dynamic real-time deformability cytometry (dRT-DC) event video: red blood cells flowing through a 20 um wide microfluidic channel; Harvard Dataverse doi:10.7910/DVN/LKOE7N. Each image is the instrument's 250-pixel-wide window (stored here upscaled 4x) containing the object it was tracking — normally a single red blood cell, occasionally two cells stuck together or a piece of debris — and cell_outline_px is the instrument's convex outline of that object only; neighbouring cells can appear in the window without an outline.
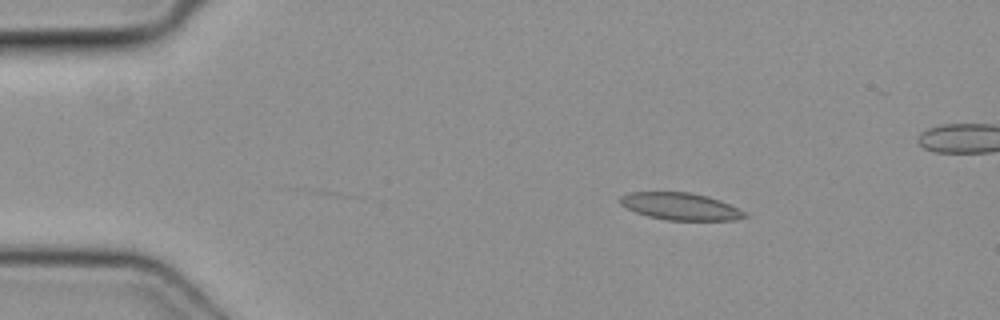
{"species": "common noctule bat (a hibernating species)", "species_latin": "Nyctalus noctula", "temperature_condition": "cold", "stored_images_in_passage": 43, "segment_of_instrument_passage": [1, 2], "camera_frame_rate_fps": 3000, "um_per_image_px": 0.085, "animal": {"sex": "female", "body_mass_g": 19.3, "forearm_length_mm": 54.1}, "frame": {"image": 1, "passage_image": 1, "time_ms": 0.0, "image_size_px": [1000, 320], "cell_outline_px": [[748, 216], [736, 220], [664, 220], [648, 216], [636, 212], [620, 204], [616, 200], [620, 196], [632, 192], [688, 192], [708, 196], [720, 200], [744, 212]], "centroid_in_image_um": [57.79, 17.54], "position_along_channel_um": 27.2, "area_um2": 19.65}}
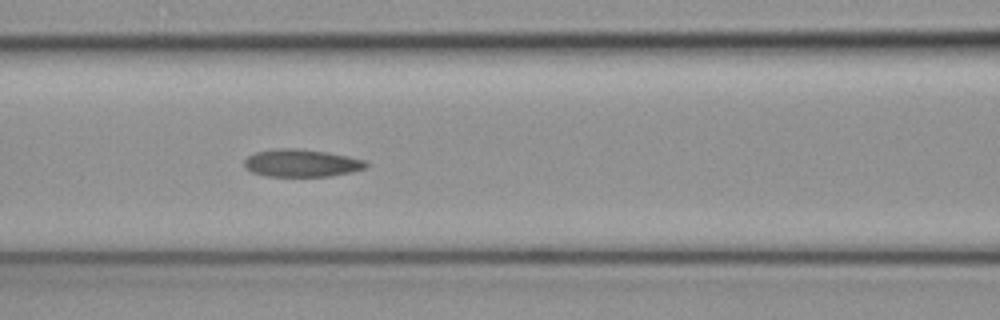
{"frame": {"image": 2, "passage_image": 14, "time_ms": 4.333, "image_size_px": [1000, 320], "cell_outline_px": [[372, 164], [368, 168], [352, 172], [332, 176], [268, 176], [252, 172], [244, 168], [244, 160], [248, 156], [256, 152], [280, 148], [296, 148], [328, 152], [368, 160]], "centroid_in_image_um": [25.71, 13.86], "position_along_channel_um": 140.9, "area_um2": 19.88}}
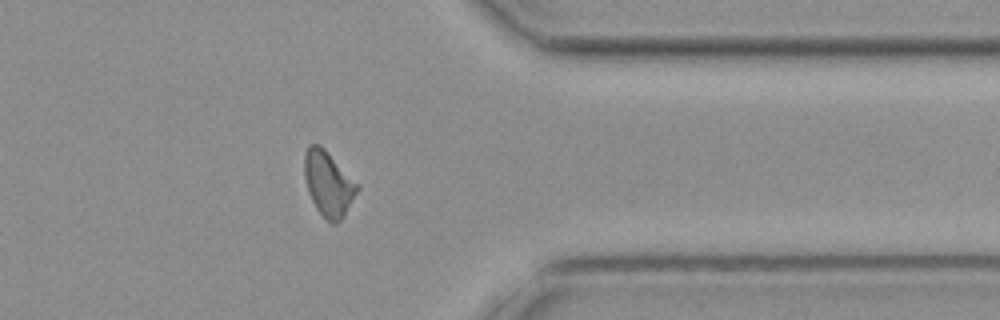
{"frame": {"image": 3, "passage_image": 32, "time_ms": 10.333, "image_size_px": [1000, 320], "cell_outline_px": [[360, 188], [344, 216], [336, 224], [332, 224], [316, 208], [308, 192], [304, 176], [304, 156], [308, 144], [320, 144], [360, 184]], "centroid_in_image_um": [27.93, 15.59], "position_along_channel_um": 383.5, "area_um2": 20.17}}